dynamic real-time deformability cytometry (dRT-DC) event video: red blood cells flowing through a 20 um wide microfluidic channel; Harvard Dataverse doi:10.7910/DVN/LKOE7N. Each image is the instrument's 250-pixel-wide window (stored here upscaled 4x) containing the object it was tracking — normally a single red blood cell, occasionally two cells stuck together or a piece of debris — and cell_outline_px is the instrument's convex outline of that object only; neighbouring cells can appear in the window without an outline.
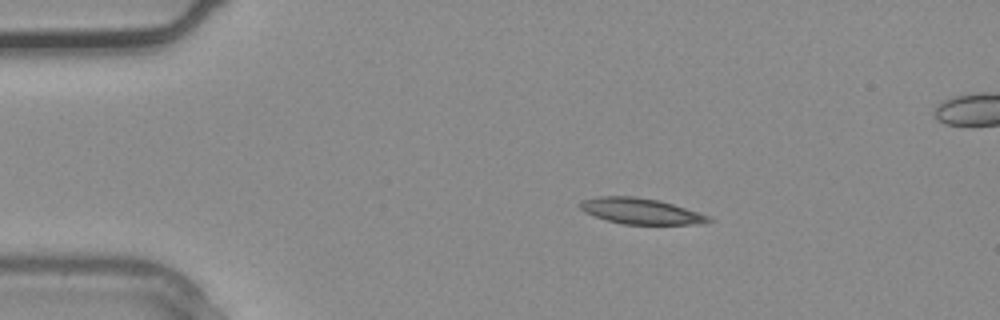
{"species": "common noctule bat (a hibernating species)", "species_latin": "Nyctalus noctula", "temperature_condition": "warm", "stored_images_in_passage": 3, "camera_frame_rate_fps": 3000, "um_per_image_px": 0.085, "animal": {"sex": "male", "body_mass_g": 20.4}, "frame": {"image": 1, "passage_image": 1, "time_ms": 0.0, "image_size_px": [1000, 320], "cell_outline_px": [[716, 220], [704, 224], [624, 224], [608, 220], [584, 212], [580, 208], [580, 200], [600, 196], [632, 196], [660, 200], [712, 216]], "centroid_in_image_um": [54.54, 17.94], "position_along_channel_um": 30.5, "area_um2": 19.48}}